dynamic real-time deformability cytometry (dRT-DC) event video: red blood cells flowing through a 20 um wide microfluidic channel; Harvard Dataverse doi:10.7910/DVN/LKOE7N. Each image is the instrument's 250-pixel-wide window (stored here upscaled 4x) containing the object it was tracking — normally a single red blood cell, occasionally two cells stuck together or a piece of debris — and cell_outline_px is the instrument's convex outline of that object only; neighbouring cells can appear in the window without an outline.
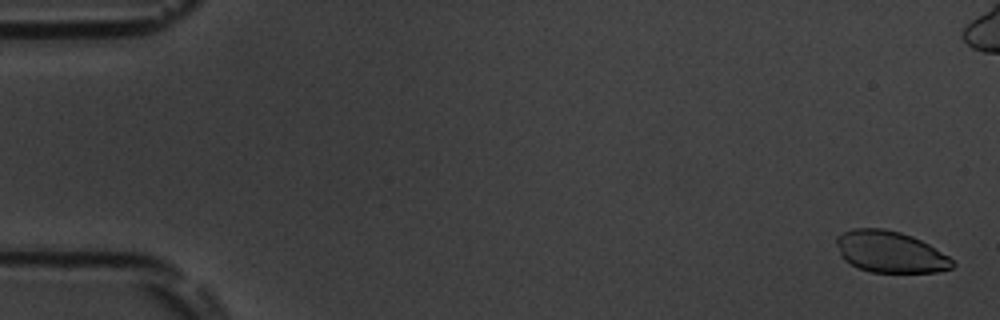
{"species": "common noctule bat (a hibernating species)", "species_latin": "Nyctalus noctula", "temperature_condition": "room temperature", "stored_images_in_passage": 56, "camera_frame_rate_fps": 3000, "um_per_image_px": 0.085, "animal": {"sex": "male", "body_mass_g": 19.5, "forearm_length_mm": 54.6}, "frame": {"image": 1, "passage_image": 2, "time_ms": 0.333, "image_size_px": [1000, 320], "cell_outline_px": [[956, 264], [952, 268], [936, 272], [872, 272], [860, 268], [844, 260], [836, 244], [836, 236], [840, 232], [852, 228], [884, 228], [900, 232], [912, 236], [928, 244], [948, 256]], "centroid_in_image_um": [75.64, 21.39], "position_along_channel_um": 9.4, "area_um2": 27.98}}